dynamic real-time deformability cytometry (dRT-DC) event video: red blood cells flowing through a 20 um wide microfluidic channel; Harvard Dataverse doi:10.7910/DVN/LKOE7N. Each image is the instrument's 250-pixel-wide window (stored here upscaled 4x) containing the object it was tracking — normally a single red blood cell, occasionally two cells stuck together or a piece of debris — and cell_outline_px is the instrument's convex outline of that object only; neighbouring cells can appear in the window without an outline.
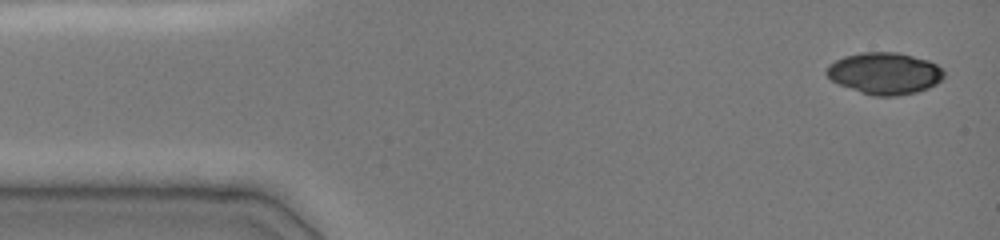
{"species": "common noctule bat (a hibernating species)", "species_latin": "Nyctalus noctula", "temperature_condition": "cold", "stored_images_in_passage": 13, "camera_frame_rate_fps": 3000, "um_per_image_px": 0.085, "animal": {"sex": "female", "body_mass_g": 19.0, "forearm_length_mm": 51.5}, "frame": {"image": 1, "passage_image": 1, "time_ms": 0.0, "image_size_px": [1000, 240], "cell_outline_px": [[944, 76], [936, 84], [928, 88], [916, 92], [892, 96], [876, 96], [860, 92], [840, 84], [832, 80], [824, 72], [828, 64], [844, 56], [860, 52], [896, 52], [928, 60], [936, 64], [944, 72]], "centroid_in_image_um": [75.17, 6.22], "position_along_channel_um": 9.8, "area_um2": 28.38}}
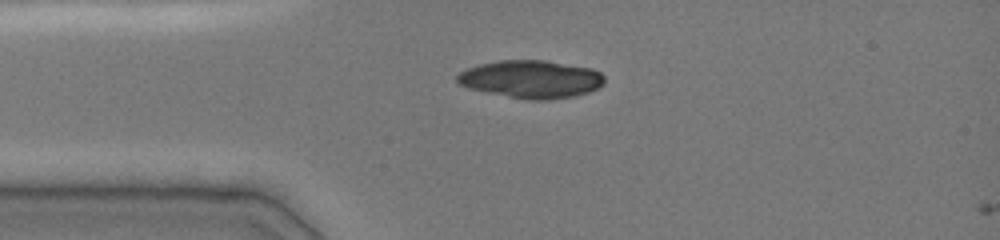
{"frame": {"image": 2, "passage_image": 11, "time_ms": 3.0, "image_size_px": [1000, 240], "cell_outline_px": [[604, 84], [600, 88], [588, 92], [572, 96], [544, 100], [532, 100], [508, 96], [468, 88], [460, 84], [456, 80], [456, 76], [460, 72], [468, 68], [480, 64], [496, 60], [548, 60], [592, 68], [600, 72], [604, 76]], "centroid_in_image_um": [45.17, 6.71], "position_along_channel_um": 39.8, "area_um2": 32.43}}